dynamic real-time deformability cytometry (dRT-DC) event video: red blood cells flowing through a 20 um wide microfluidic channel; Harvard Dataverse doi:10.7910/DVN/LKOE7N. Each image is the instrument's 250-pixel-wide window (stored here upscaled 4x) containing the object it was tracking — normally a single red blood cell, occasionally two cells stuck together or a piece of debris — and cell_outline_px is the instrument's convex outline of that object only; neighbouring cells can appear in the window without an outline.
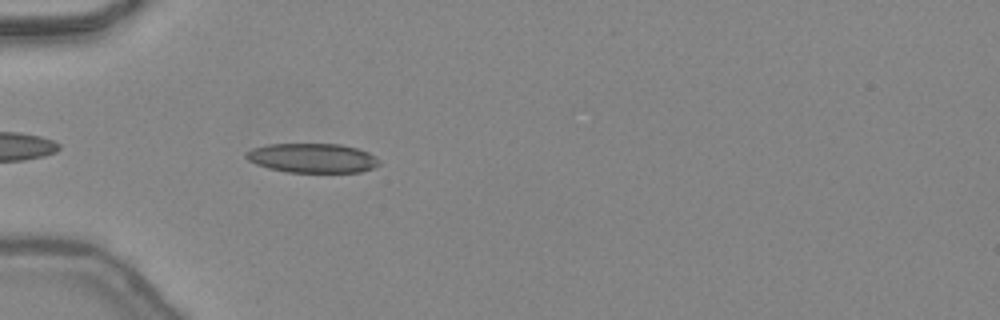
{"species": "common noctule bat (a hibernating species)", "species_latin": "Nyctalus noctula", "temperature_condition": "warm", "stored_images_in_passage": 7, "camera_frame_rate_fps": 3000, "um_per_image_px": 0.085, "animal": {"sex": "female", "body_mass_g": 24.6, "forearm_length_mm": 56.2}, "frame": {"image": 1, "passage_image": 3, "time_ms": 0.667, "image_size_px": [1000, 320], "cell_outline_px": [[380, 164], [372, 168], [360, 172], [288, 172], [268, 168], [256, 164], [248, 160], [244, 156], [244, 152], [252, 148], [268, 144], [340, 144], [356, 148], [368, 152], [376, 156], [380, 160]], "centroid_in_image_um": [26.54, 13.43], "position_along_channel_um": 58.5, "area_um2": 22.89}}